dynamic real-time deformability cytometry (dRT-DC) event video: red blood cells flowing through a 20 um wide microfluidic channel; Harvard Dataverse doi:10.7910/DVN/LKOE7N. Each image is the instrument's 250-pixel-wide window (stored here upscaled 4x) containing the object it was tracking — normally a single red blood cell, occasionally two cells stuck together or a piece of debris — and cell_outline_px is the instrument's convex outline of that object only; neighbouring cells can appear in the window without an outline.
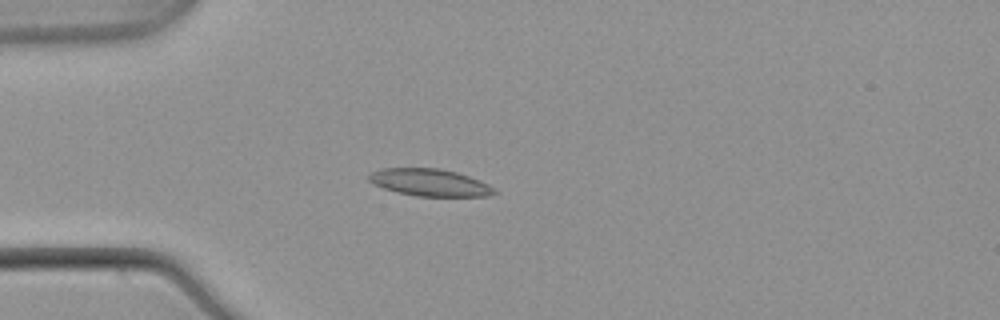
{"species": "common noctule bat (a hibernating species)", "species_latin": "Nyctalus noctula", "temperature_condition": "warm", "stored_images_in_passage": 54, "camera_frame_rate_fps": 3000, "um_per_image_px": 0.085, "animal": {"sex": "male", "body_mass_g": 21.5, "forearm_length_mm": 52.0}, "frame": {"image": 1, "passage_image": 15, "time_ms": 4.667, "image_size_px": [1000, 320], "cell_outline_px": [[500, 192], [488, 196], [416, 196], [396, 192], [384, 188], [368, 180], [368, 176], [372, 172], [380, 168], [440, 168], [456, 172], [480, 180], [488, 184]], "centroid_in_image_um": [36.56, 15.51], "position_along_channel_um": 48.4, "area_um2": 19.88}}
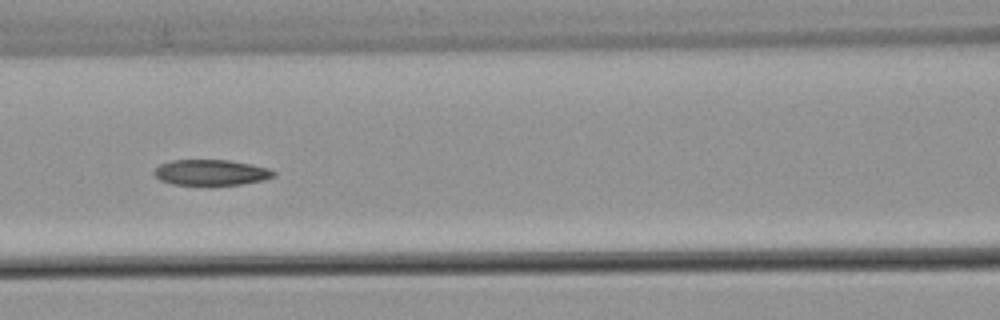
{"frame": {"image": 2, "passage_image": 24, "time_ms": 7.667, "image_size_px": [1000, 320], "cell_outline_px": [[276, 176], [264, 180], [240, 184], [172, 184], [160, 180], [152, 172], [160, 164], [172, 160], [228, 160], [252, 164], [268, 168], [276, 172]], "centroid_in_image_um": [17.96, 14.65], "position_along_channel_um": 148.6, "area_um2": 17.74}}
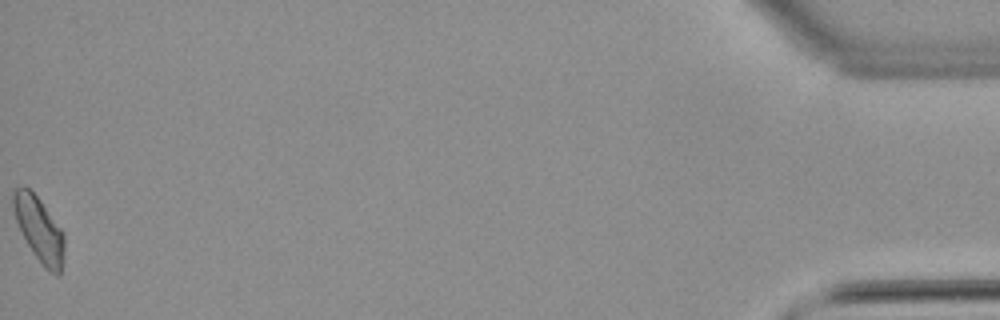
{"frame": {"image": 3, "passage_image": 54, "time_ms": 17.667, "image_size_px": [1000, 320], "cell_outline_px": [[64, 256], [60, 276], [56, 276], [48, 272], [44, 268], [32, 252], [16, 220], [12, 208], [12, 192], [16, 188], [28, 188], [40, 200], [64, 232]], "centroid_in_image_um": [3.35, 19.55], "position_along_channel_um": 431.8, "area_um2": 19.25}, "authors_computed_cell_mechanics": {"area_um2": 18.9584, "velocity_mm_per_s": 3.8443, "shape_relaxation_time_tau1_ms": null, "shape_relaxation_time_tau2_ms": 6.7501, "deformation_change_tau1": null, "deformation_change_tau2": 0.1309}}